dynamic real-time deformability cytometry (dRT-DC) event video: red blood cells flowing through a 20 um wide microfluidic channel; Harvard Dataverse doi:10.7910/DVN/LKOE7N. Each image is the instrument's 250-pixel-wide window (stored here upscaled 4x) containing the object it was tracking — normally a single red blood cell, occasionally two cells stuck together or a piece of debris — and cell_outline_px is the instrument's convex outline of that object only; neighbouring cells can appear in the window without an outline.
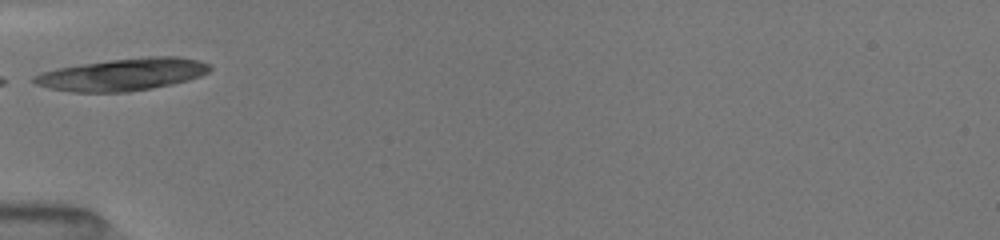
{"species": "common noctule bat (a hibernating species)", "species_latin": "Nyctalus noctula", "temperature_condition": "room temperature", "stored_images_in_passage": 4, "camera_frame_rate_fps": 3000, "um_per_image_px": 0.085, "animal": {"sex": "female", "body_mass_g": 19.5, "forearm_length_mm": 54.1}, "frame": {"image": 1, "passage_image": 1, "time_ms": 0.0, "image_size_px": [1000, 240], "cell_outline_px": [[212, 68], [208, 72], [200, 76], [188, 80], [172, 84], [152, 88], [128, 92], [72, 92], [48, 88], [36, 84], [32, 80], [32, 76], [40, 72], [56, 68], [80, 64], [112, 60], [148, 56], [180, 56], [200, 60], [208, 64]], "centroid_in_image_um": [10.42, 6.33], "position_along_channel_um": 74.6, "area_um2": 33.18}}